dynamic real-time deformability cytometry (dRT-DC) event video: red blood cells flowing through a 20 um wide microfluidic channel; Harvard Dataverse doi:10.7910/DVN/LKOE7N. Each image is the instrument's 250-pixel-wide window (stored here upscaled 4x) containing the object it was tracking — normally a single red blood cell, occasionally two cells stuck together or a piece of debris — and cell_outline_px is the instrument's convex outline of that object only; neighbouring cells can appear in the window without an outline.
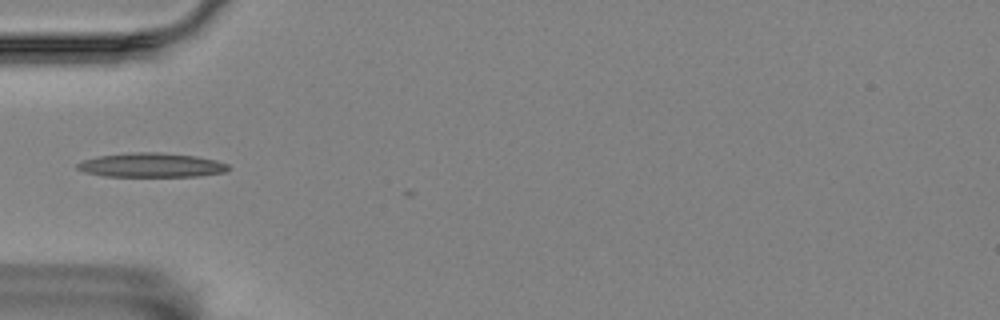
{"species": "Egyptian fruit bat (a non-hibernating species)", "species_latin": "Rousettus aegyptiacus", "temperature_condition": "room temperature", "stored_images_in_passage": 6, "camera_frame_rate_fps": 3000, "um_per_image_px": 0.085, "animal": {"sex": "female"}, "frame": {"image": 1, "passage_image": 6, "time_ms": 1.667, "image_size_px": [1000, 320], "cell_outline_px": [[232, 168], [228, 172], [200, 176], [104, 176], [84, 172], [76, 168], [76, 164], [84, 160], [96, 156], [132, 152], [160, 152], [196, 156], [216, 160], [228, 164]], "centroid_in_image_um": [12.91, 14.03], "position_along_channel_um": 72.1, "area_um2": 21.56}}